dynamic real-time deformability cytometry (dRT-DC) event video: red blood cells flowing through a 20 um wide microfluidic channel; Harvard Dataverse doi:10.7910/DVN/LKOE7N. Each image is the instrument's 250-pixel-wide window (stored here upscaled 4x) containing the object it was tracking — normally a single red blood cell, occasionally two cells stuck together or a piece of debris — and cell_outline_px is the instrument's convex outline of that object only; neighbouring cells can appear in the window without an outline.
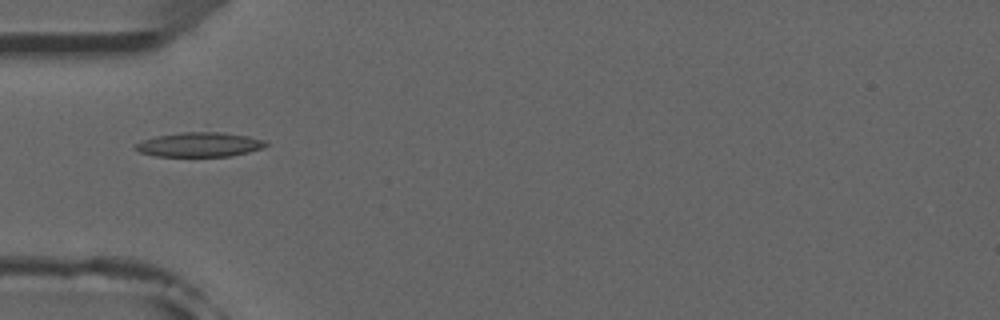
{"species": "common noctule bat (a hibernating species)", "species_latin": "Nyctalus noctula", "temperature_condition": "room temperature", "stored_images_in_passage": 36, "camera_frame_rate_fps": 3000, "um_per_image_px": 0.085, "animal": {"sex": "male", "forearm_length_mm": 52.5}, "frame": {"image": 1, "passage_image": 1, "time_ms": 0.0, "image_size_px": [1000, 320], "cell_outline_px": [[268, 144], [264, 148], [248, 152], [228, 156], [156, 156], [140, 152], [132, 148], [136, 144], [144, 140], [156, 136], [204, 124], [208, 124], [264, 140]], "centroid_in_image_um": [17.03, 12.15], "position_along_channel_um": 68.0, "area_um2": 20.87}}
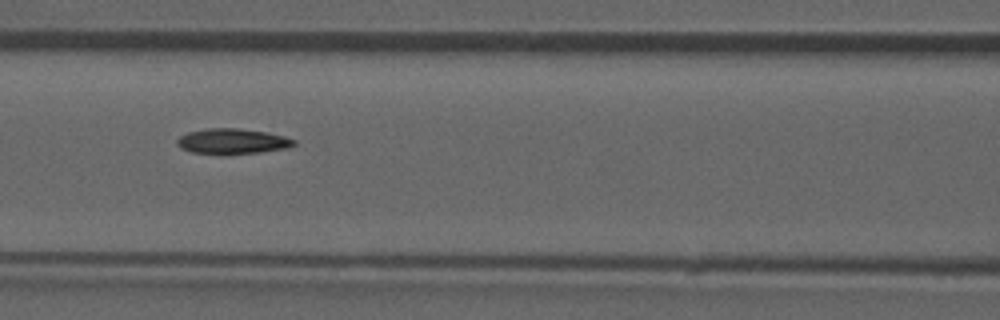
{"frame": {"image": 2, "passage_image": 7, "time_ms": 2.0, "image_size_px": [1000, 320], "cell_outline_px": [[296, 144], [288, 148], [260, 152], [224, 156], [220, 156], [192, 152], [180, 148], [176, 144], [176, 140], [180, 136], [188, 132], [208, 128], [236, 128], [264, 132], [284, 136], [296, 140]], "centroid_in_image_um": [19.72, 12.04], "position_along_channel_um": 146.9, "area_um2": 17.69}}
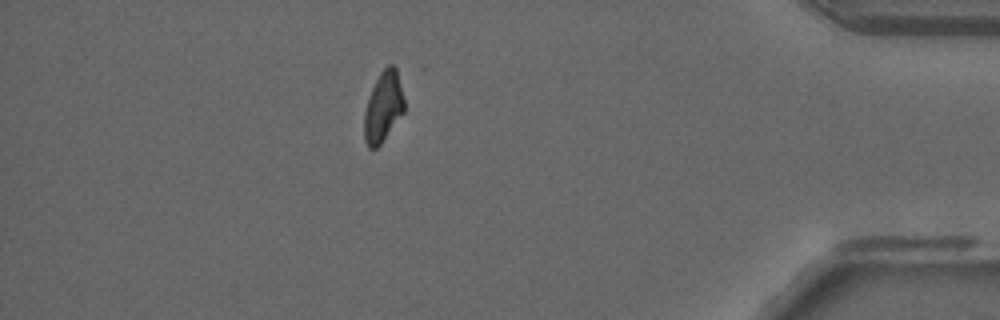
{"frame": {"image": 3, "passage_image": 30, "time_ms": 9.667, "image_size_px": [1000, 320], "cell_outline_px": [[404, 112], [380, 144], [376, 148], [368, 148], [364, 140], [364, 112], [372, 88], [380, 72], [388, 64], [392, 64], [396, 68], [404, 100]], "centroid_in_image_um": [32.57, 9.09], "position_along_channel_um": 402.6, "area_um2": 16.18}, "authors_computed_cell_mechanics": {"area_um2": 17.3111, "velocity_mm_per_s": 3.9266, "shape_relaxation_time_tau1_ms": null, "shape_relaxation_time_tau2_ms": 7.185, "deformation_change_tau1": null, "deformation_change_tau2": 0.1282}}